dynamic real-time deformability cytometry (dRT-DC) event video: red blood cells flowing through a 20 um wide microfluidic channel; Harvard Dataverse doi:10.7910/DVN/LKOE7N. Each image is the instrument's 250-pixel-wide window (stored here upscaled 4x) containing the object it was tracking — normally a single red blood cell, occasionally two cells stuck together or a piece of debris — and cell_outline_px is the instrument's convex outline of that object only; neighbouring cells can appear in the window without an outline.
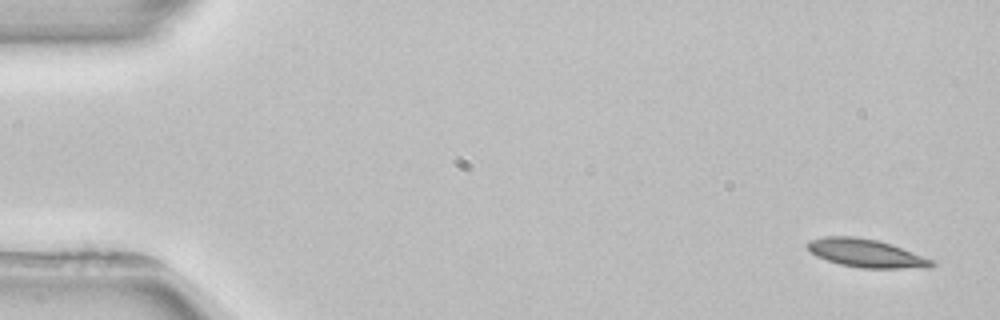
{"species": "common noctule bat (a hibernating species)", "species_latin": "Nyctalus noctula", "temperature_condition": "room temperature", "stored_images_in_passage": 4, "camera_frame_rate_fps": 3000, "um_per_image_px": 0.085, "animal": {"sex": "female", "body_mass_g": 22.7, "forearm_length_mm": 54.2}, "frame": {"image": 1, "passage_image": 1, "time_ms": 0.0, "image_size_px": [1000, 320], "cell_outline_px": [[936, 264], [932, 268], [864, 268], [840, 264], [816, 256], [804, 244], [808, 240], [824, 236], [852, 236], [876, 240], [936, 260]], "centroid_in_image_um": [73.63, 21.53], "position_along_channel_um": 11.4, "area_um2": 20.35}}
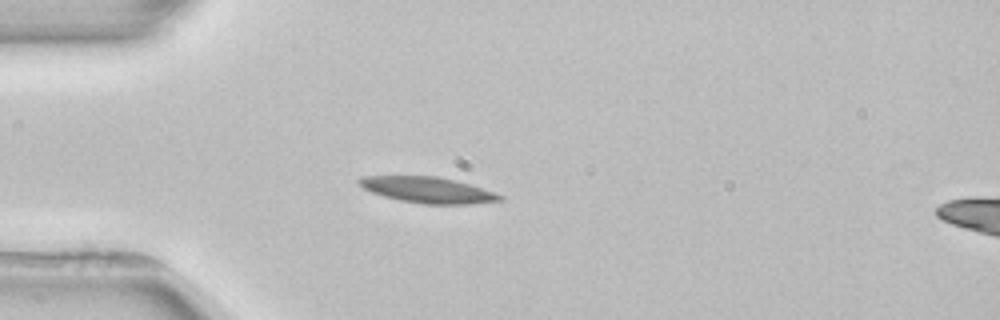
{"frame": {"image": 2, "passage_image": 4, "time_ms": 4.0, "image_size_px": [1000, 320], "cell_outline_px": [[504, 200], [472, 204], [424, 204], [400, 200], [384, 196], [372, 192], [364, 188], [356, 180], [360, 176], [436, 176], [468, 184], [504, 196]], "centroid_in_image_um": [36.34, 16.15], "position_along_channel_um": 48.7, "area_um2": 20.98}}